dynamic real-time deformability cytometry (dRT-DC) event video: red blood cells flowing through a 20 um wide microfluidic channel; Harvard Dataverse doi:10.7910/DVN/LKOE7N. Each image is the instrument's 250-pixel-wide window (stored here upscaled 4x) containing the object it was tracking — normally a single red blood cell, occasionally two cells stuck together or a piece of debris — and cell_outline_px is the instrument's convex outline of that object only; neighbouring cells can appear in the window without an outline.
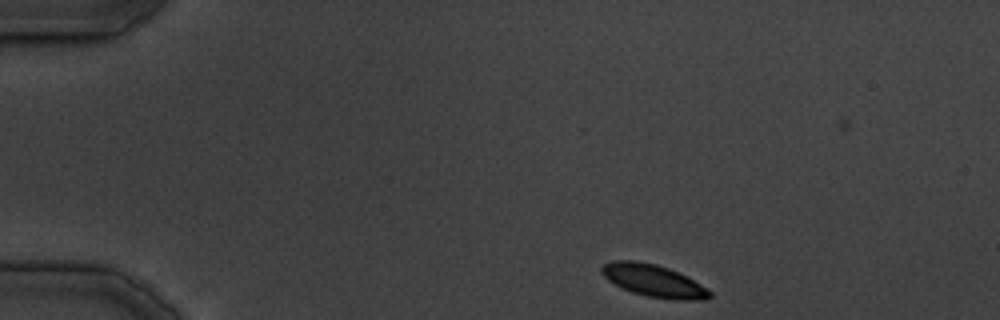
{"species": "common noctule bat (a hibernating species)", "species_latin": "Nyctalus noctula", "temperature_condition": "cold", "stored_images_in_passage": 32, "camera_frame_rate_fps": 3000, "um_per_image_px": 0.085, "animal": {"sex": "male", "body_mass_g": 19.5, "forearm_length_mm": 54.6}, "frame": {"image": 1, "passage_image": 1, "time_ms": 0.0, "image_size_px": [1000, 320], "cell_outline_px": [[712, 296], [704, 300], [672, 300], [648, 296], [632, 292], [608, 280], [600, 272], [600, 268], [604, 264], [612, 260], [636, 260], [656, 264], [668, 268], [708, 288], [712, 292]], "centroid_in_image_um": [55.55, 23.86], "position_along_channel_um": 29.4, "area_um2": 20.23}}
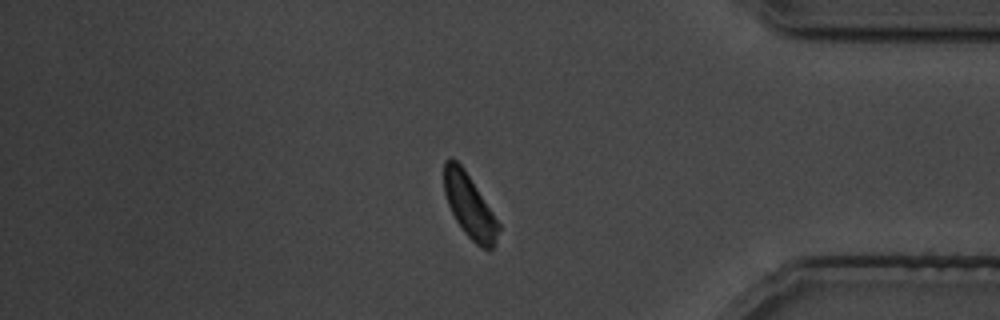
{"frame": {"image": 2, "passage_image": 26, "time_ms": 32.0, "image_size_px": [1000, 320], "cell_outline_px": [[500, 228], [496, 244], [492, 248], [484, 248], [476, 244], [464, 232], [456, 220], [448, 204], [444, 192], [444, 160], [452, 156], [464, 168], [500, 224]], "centroid_in_image_um": [39.9, 17.49], "position_along_channel_um": 395.3, "area_um2": 20.0}}
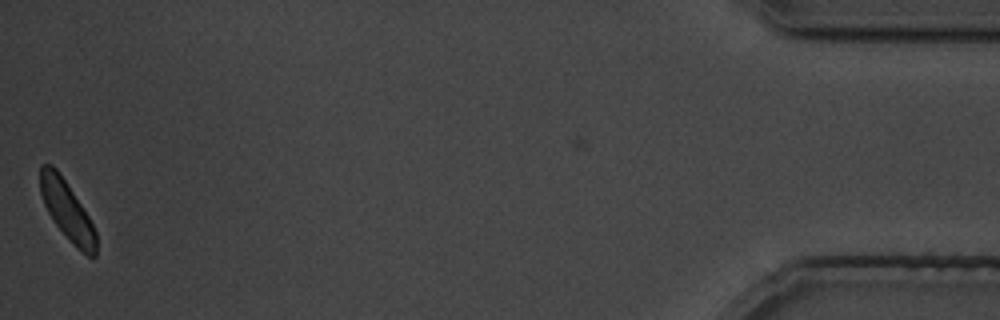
{"frame": {"image": 3, "passage_image": 32, "time_ms": 38.667, "image_size_px": [1000, 320], "cell_outline_px": [[96, 256], [88, 256], [80, 252], [72, 244], [52, 220], [44, 204], [40, 192], [40, 164], [52, 164], [56, 168], [88, 216], [96, 232]], "centroid_in_image_um": [5.68, 17.92], "position_along_channel_um": 429.5, "area_um2": 18.96}}